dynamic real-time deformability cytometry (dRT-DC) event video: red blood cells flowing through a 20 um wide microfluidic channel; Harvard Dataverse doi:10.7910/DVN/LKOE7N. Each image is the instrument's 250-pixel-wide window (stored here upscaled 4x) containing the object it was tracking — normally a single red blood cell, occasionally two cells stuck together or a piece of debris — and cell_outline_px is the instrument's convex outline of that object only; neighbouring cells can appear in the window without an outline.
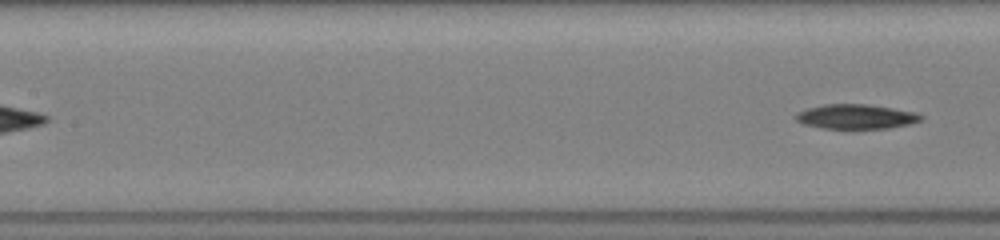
{"species": "common noctule bat (a hibernating species)", "species_latin": "Nyctalus noctula", "temperature_condition": "room temperature", "stored_images_in_passage": 12, "segment_of_instrument_passage": [2, 2], "camera_frame_rate_fps": 3000, "um_per_image_px": 0.085, "animal": {"sex": "female", "body_mass_g": 19.5, "forearm_length_mm": 54.1}, "frame": {"image": 1, "passage_image": 12, "time_ms": 3.667, "image_size_px": [1000, 240], "cell_outline_px": [[924, 116], [920, 120], [908, 124], [888, 128], [848, 132], [820, 128], [804, 124], [796, 120], [796, 112], [808, 108], [824, 104], [868, 104], [916, 112]], "centroid_in_image_um": [72.73, 9.96], "position_along_channel_um": 134.7, "area_um2": 18.79}}